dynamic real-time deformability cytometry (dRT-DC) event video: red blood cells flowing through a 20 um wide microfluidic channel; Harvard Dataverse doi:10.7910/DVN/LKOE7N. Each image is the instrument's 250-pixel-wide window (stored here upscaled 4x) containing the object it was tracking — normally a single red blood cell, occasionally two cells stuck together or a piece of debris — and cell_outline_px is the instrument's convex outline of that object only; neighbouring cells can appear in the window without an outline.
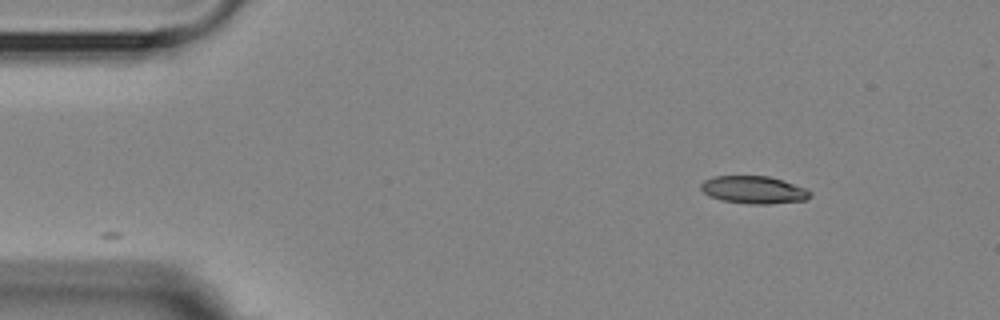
{"species": "Egyptian fruit bat (a non-hibernating species)", "species_latin": "Rousettus aegyptiacus", "temperature_condition": "room temperature", "stored_images_in_passage": 9, "camera_frame_rate_fps": 3000, "um_per_image_px": 0.085, "animal": {"sex": "female"}, "frame": {"image": 1, "passage_image": 1, "time_ms": 0.0, "image_size_px": [1000, 320], "cell_outline_px": [[812, 196], [804, 200], [768, 204], [748, 204], [720, 200], [708, 196], [700, 188], [700, 184], [704, 180], [712, 176], [768, 176], [804, 188], [812, 192]], "centroid_in_image_um": [64.01, 16.14], "position_along_channel_um": 21.0, "area_um2": 17.51}}